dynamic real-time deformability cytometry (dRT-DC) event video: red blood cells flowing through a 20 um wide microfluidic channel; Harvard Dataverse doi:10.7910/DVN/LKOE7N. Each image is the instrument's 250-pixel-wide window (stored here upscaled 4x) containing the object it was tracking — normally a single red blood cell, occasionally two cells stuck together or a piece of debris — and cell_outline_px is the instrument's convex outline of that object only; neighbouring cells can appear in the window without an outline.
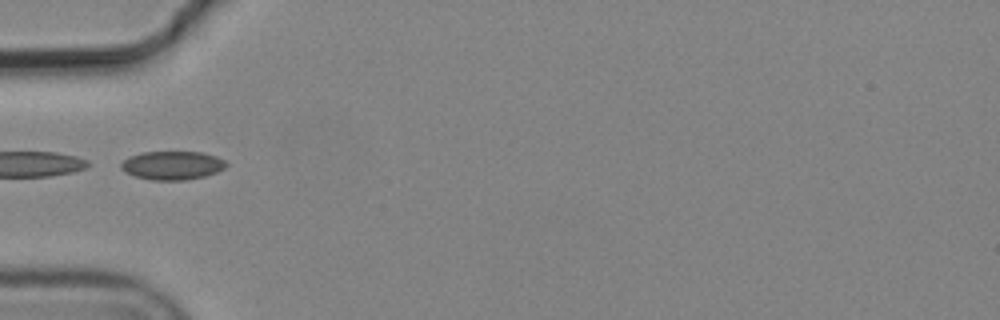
{"species": "common noctule bat (a hibernating species)", "species_latin": "Nyctalus noctula", "temperature_condition": "cold", "stored_images_in_passage": 6, "camera_frame_rate_fps": 3000, "um_per_image_px": 0.085, "animal": {"sex": "male", "body_mass_g": 19.2, "forearm_length_mm": 51.8}, "frame": {"image": 1, "passage_image": 3, "time_ms": 0.667, "image_size_px": [1000, 320], "cell_outline_px": [[228, 164], [224, 168], [216, 172], [204, 176], [184, 180], [152, 180], [136, 176], [124, 172], [120, 168], [120, 164], [128, 156], [140, 152], [204, 152], [216, 156], [224, 160]], "centroid_in_image_um": [14.62, 14.05], "position_along_channel_um": 70.4, "area_um2": 17.57}}
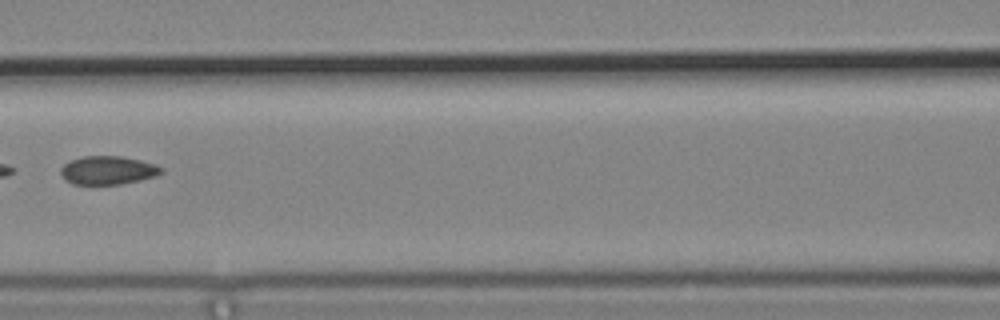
{"frame": {"image": 2, "passage_image": 5, "time_ms": 1.333, "image_size_px": [1000, 320], "cell_outline_px": [[164, 172], [156, 176], [140, 180], [120, 184], [72, 184], [64, 180], [60, 172], [60, 168], [64, 164], [72, 160], [84, 156], [120, 156], [140, 160], [156, 164], [164, 168]], "centroid_in_image_um": [9.18, 14.47], "position_along_channel_um": 157.4, "area_um2": 16.76}}
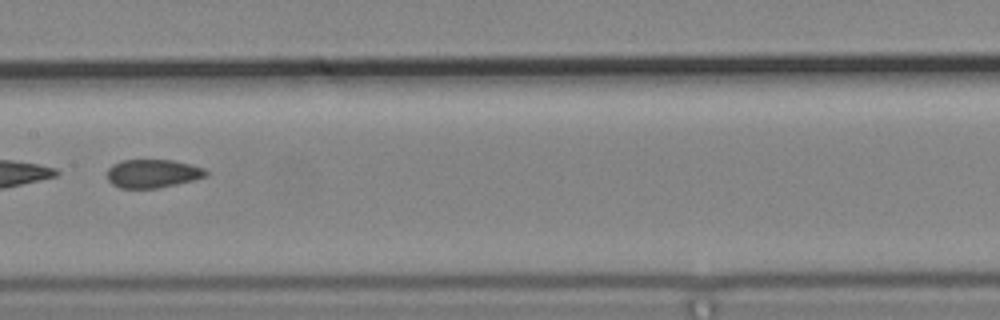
{"frame": {"image": 3, "passage_image": 6, "time_ms": 1.667, "image_size_px": [1000, 320], "cell_outline_px": [[208, 176], [160, 188], [120, 188], [112, 184], [108, 180], [108, 168], [112, 164], [120, 160], [172, 160], [204, 168], [208, 172]], "centroid_in_image_um": [12.96, 14.75], "position_along_channel_um": 194.4, "area_um2": 16.36}}